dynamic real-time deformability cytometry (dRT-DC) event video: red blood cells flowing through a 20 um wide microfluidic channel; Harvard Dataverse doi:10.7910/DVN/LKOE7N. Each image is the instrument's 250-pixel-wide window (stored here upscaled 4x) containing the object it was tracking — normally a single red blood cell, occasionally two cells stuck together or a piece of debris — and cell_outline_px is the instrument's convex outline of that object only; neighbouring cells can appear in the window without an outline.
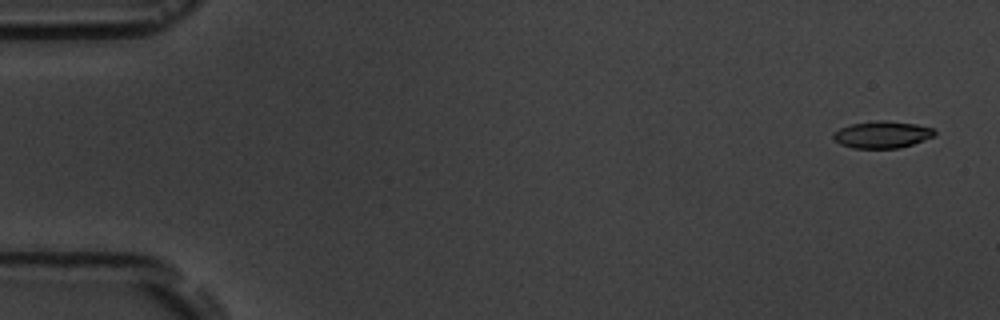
{"species": "common noctule bat (a hibernating species)", "species_latin": "Nyctalus noctula", "temperature_condition": "room temperature", "stored_images_in_passage": 5, "camera_frame_rate_fps": 3000, "um_per_image_px": 0.085, "animal": {"sex": "male", "body_mass_g": 19.5, "forearm_length_mm": 54.6}, "frame": {"image": 1, "passage_image": 1, "time_ms": 0.0, "image_size_px": [1000, 320], "cell_outline_px": [[936, 136], [912, 144], [896, 148], [852, 148], [840, 144], [832, 136], [840, 128], [852, 124], [876, 120], [884, 120], [916, 124], [932, 128], [936, 132]], "centroid_in_image_um": [75.01, 11.44], "position_along_channel_um": 10.0, "area_um2": 15.78}}
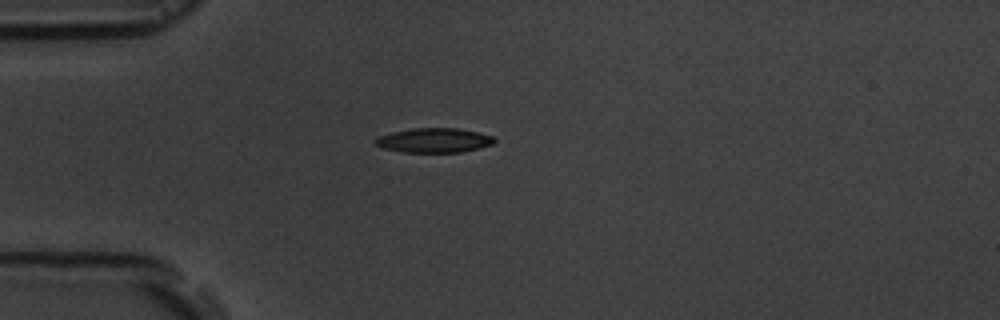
{"frame": {"image": 2, "passage_image": 5, "time_ms": 4.333, "image_size_px": [1000, 320], "cell_outline_px": [[496, 140], [492, 144], [460, 152], [400, 152], [384, 148], [376, 144], [372, 140], [376, 136], [392, 132], [412, 128], [456, 128], [476, 132], [492, 136]], "centroid_in_image_um": [36.82, 11.92], "position_along_channel_um": 48.2, "area_um2": 16.88}}